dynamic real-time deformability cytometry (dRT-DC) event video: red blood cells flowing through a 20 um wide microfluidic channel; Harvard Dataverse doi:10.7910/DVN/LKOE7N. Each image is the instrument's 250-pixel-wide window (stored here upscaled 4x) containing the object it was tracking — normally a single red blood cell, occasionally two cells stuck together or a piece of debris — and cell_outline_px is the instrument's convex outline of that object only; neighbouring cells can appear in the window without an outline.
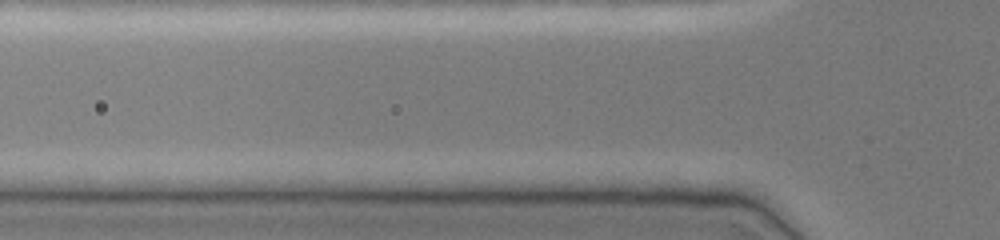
{"species": "common noctule bat (a hibernating species)", "species_latin": "Nyctalus noctula", "temperature_condition": "cold", "stored_images_in_passage": 3, "camera_frame_rate_fps": 3000, "um_per_image_px": 0.085, "animal": {"sex": "female", "body_mass_g": 19.0, "forearm_length_mm": 51.5}, "frame": {"image": 1, "passage_image": 2, "time_ms": 0.333, "image_size_px": [1000, 240], "cell_outline_px": [[692, 148], [688, 152], [676, 152], [548, 148], [552, 144], [564, 136], [636, 140], [684, 144]], "centroid_in_image_um": [52.48, 12.31], "position_along_channel_um": 73.3, "area_um2": 10.4}}